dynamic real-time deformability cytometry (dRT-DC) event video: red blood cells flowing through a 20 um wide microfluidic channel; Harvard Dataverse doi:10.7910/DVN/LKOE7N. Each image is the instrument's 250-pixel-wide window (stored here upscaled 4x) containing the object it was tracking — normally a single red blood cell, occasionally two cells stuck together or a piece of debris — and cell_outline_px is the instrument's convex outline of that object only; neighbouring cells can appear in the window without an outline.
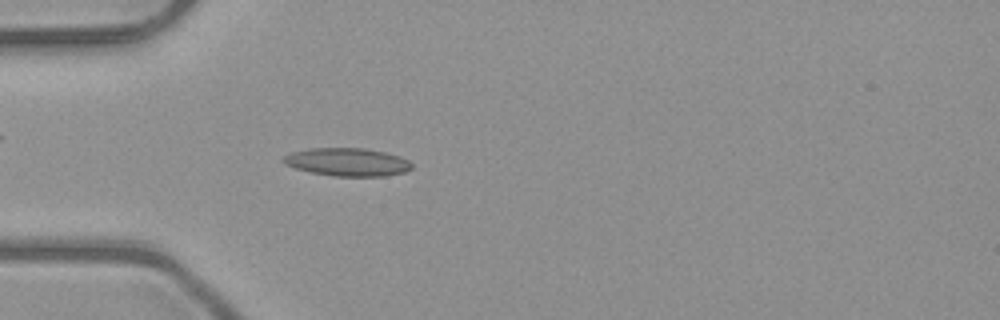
{"species": "common noctule bat (a hibernating species)", "species_latin": "Nyctalus noctula", "temperature_condition": "room temperature", "stored_images_in_passage": 51, "camera_frame_rate_fps": 3000, "um_per_image_px": 0.085, "animal": {"sex": "male", "body_mass_g": 23.1, "forearm_length_mm": 52.7}, "frame": {"image": 1, "passage_image": 15, "time_ms": 4.667, "image_size_px": [1000, 320], "cell_outline_px": [[412, 168], [404, 172], [384, 176], [332, 176], [312, 172], [296, 168], [284, 164], [280, 160], [284, 156], [292, 152], [312, 148], [364, 148], [384, 152], [408, 160], [412, 164]], "centroid_in_image_um": [29.5, 13.77], "position_along_channel_um": 55.5, "area_um2": 20.81}}
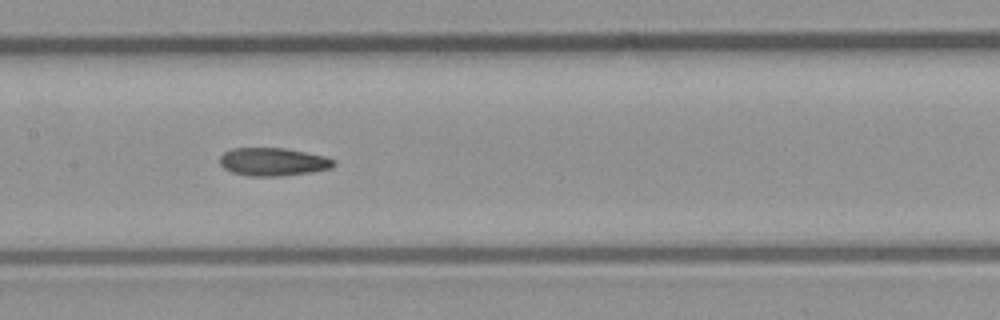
{"frame": {"image": 2, "passage_image": 25, "time_ms": 8.0, "image_size_px": [1000, 320], "cell_outline_px": [[336, 164], [332, 168], [312, 172], [284, 176], [248, 176], [232, 172], [224, 168], [220, 164], [220, 156], [224, 152], [232, 148], [284, 148], [324, 156], [336, 160]], "centroid_in_image_um": [23.22, 13.76], "position_along_channel_um": 184.2, "area_um2": 18.73}}
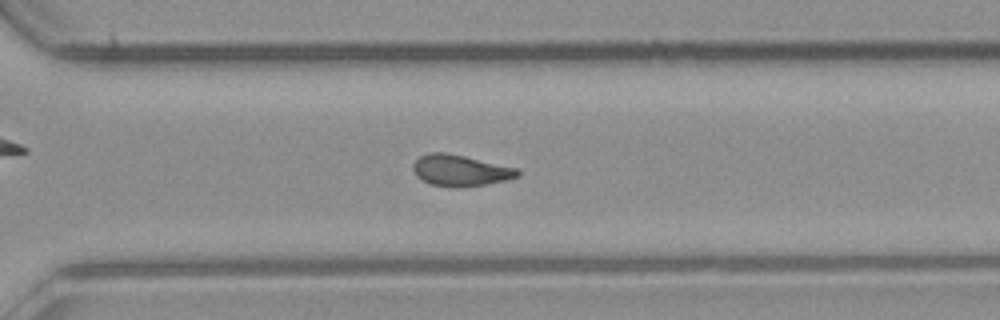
{"frame": {"image": 3, "passage_image": 36, "time_ms": 11.667, "image_size_px": [1000, 320], "cell_outline_px": [[520, 176], [488, 184], [456, 188], [448, 188], [432, 184], [420, 180], [416, 176], [412, 168], [412, 164], [420, 156], [428, 152], [444, 152], [464, 156], [516, 168], [520, 172]], "centroid_in_image_um": [39.07, 14.5], "position_along_channel_um": 331.5, "area_um2": 19.13}, "authors_computed_cell_mechanics": {"area_um2": 18.9006, "velocity_mm_per_s": 4.0374, "shape_relaxation_time_tau1_ms": null, "shape_relaxation_time_tau2_ms": 4.4668, "deformation_change_tau1": null, "deformation_change_tau2": 0.1189}}